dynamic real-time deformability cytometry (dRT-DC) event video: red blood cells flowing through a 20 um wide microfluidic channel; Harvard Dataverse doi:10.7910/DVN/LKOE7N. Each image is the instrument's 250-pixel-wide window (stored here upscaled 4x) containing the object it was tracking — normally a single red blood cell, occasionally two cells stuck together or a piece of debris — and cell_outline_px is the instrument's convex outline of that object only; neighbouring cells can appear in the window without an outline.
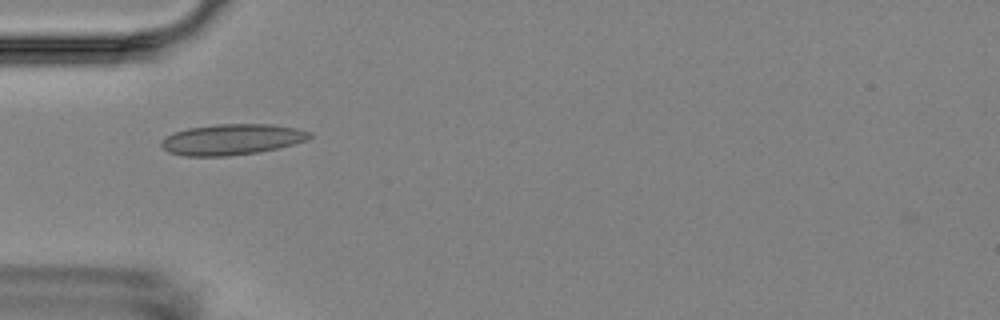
{"species": "Egyptian fruit bat (a non-hibernating species)", "species_latin": "Rousettus aegyptiacus", "temperature_condition": "room temperature", "stored_images_in_passage": 4, "camera_frame_rate_fps": 3000, "um_per_image_px": 0.085, "animal": {"sex": "female"}, "frame": {"image": 1, "passage_image": 2, "time_ms": 1.333, "image_size_px": [1000, 320], "cell_outline_px": [[312, 136], [308, 140], [276, 148], [256, 152], [228, 156], [184, 156], [168, 152], [160, 144], [160, 140], [164, 136], [172, 132], [188, 128], [216, 124], [272, 124], [296, 128], [312, 132]], "centroid_in_image_um": [19.67, 11.84], "position_along_channel_um": 65.3, "area_um2": 26.76}}